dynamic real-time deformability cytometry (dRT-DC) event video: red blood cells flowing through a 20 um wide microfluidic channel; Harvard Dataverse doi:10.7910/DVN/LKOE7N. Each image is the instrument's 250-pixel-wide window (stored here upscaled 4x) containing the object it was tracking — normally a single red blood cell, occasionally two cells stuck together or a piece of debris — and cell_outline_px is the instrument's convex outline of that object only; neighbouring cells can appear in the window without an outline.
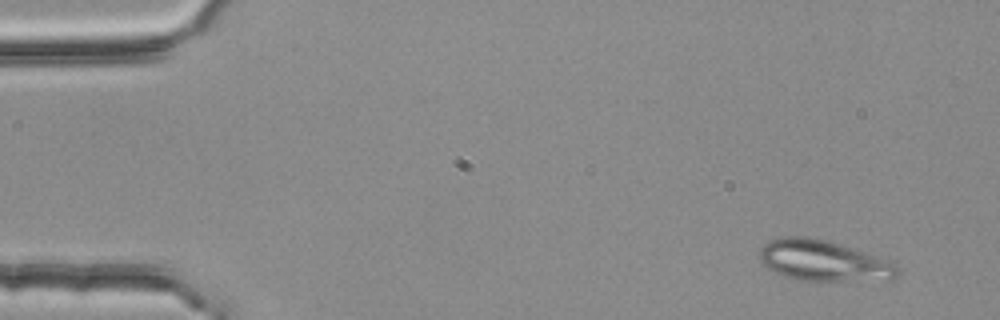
{"species": "common noctule bat (a hibernating species)", "species_latin": "Nyctalus noctula", "temperature_condition": "room temperature", "stored_images_in_passage": 5, "camera_frame_rate_fps": 3000, "um_per_image_px": 0.085, "animal": {"sex": "female", "body_mass_g": 25.1}, "frame": {"image": 1, "passage_image": 1, "time_ms": 0.0, "image_size_px": [1000, 320], "cell_outline_px": [[900, 272], [892, 280], [800, 280], [784, 276], [768, 268], [760, 260], [760, 248], [764, 244], [772, 240], [784, 236], [808, 236], [828, 240], [876, 256], [896, 264], [900, 268]], "centroid_in_image_um": [70.0, 22.15], "position_along_channel_um": 15.0, "area_um2": 32.6}}